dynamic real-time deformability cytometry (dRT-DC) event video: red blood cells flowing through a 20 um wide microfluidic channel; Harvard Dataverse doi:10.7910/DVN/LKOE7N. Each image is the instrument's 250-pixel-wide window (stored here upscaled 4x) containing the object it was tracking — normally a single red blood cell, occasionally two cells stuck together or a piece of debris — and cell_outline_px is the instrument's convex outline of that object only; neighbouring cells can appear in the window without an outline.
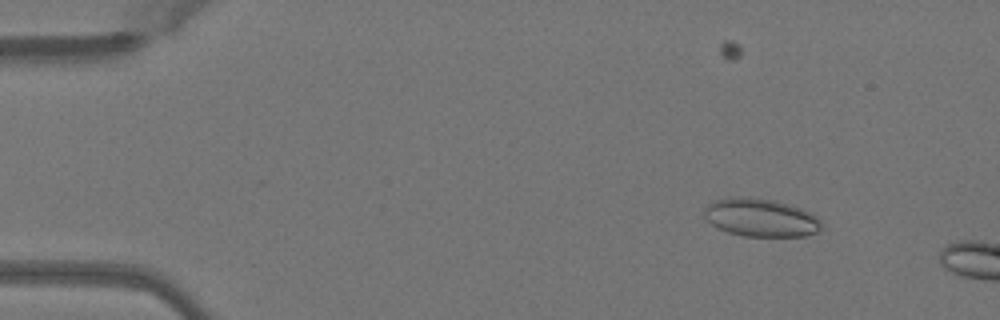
{"species": "Egyptian fruit bat (a non-hibernating species)", "species_latin": "Rousettus aegyptiacus", "temperature_condition": "warm", "stored_images_in_passage": 8, "camera_frame_rate_fps": 3000, "um_per_image_px": 0.085, "animal": {"sex": "female"}, "frame": {"image": 1, "passage_image": 5, "time_ms": 1.333, "image_size_px": [1000, 320], "cell_outline_px": [[824, 228], [816, 232], [804, 236], [744, 236], [728, 232], [716, 228], [704, 216], [704, 208], [708, 204], [716, 200], [728, 196], [748, 196], [776, 200], [812, 212], [820, 220]], "centroid_in_image_um": [64.67, 18.48], "position_along_channel_um": 20.3, "area_um2": 26.41}}